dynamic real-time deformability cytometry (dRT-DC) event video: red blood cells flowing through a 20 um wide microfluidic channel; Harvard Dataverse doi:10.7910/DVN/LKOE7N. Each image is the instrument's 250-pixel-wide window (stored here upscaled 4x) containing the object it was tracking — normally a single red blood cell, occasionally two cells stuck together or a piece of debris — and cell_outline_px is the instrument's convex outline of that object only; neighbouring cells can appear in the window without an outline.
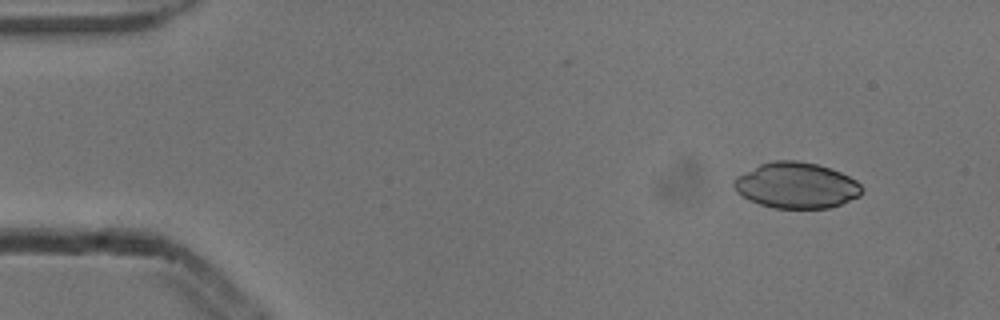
{"species": "common noctule bat (a hibernating species)", "species_latin": "Nyctalus noctula", "temperature_condition": "cold", "stored_images_in_passage": 5, "camera_frame_rate_fps": 3000, "um_per_image_px": 0.085, "animal": {"sex": "male", "body_mass_g": 13.3}, "frame": {"image": 1, "passage_image": 2, "time_ms": 0.333, "image_size_px": [1000, 320], "cell_outline_px": [[864, 192], [860, 196], [840, 204], [828, 208], [772, 208], [760, 204], [736, 192], [732, 184], [732, 180], [736, 176], [760, 164], [772, 160], [796, 160], [816, 164], [840, 172], [856, 180], [864, 188]], "centroid_in_image_um": [67.69, 15.75], "position_along_channel_um": 17.3, "area_um2": 34.22}}